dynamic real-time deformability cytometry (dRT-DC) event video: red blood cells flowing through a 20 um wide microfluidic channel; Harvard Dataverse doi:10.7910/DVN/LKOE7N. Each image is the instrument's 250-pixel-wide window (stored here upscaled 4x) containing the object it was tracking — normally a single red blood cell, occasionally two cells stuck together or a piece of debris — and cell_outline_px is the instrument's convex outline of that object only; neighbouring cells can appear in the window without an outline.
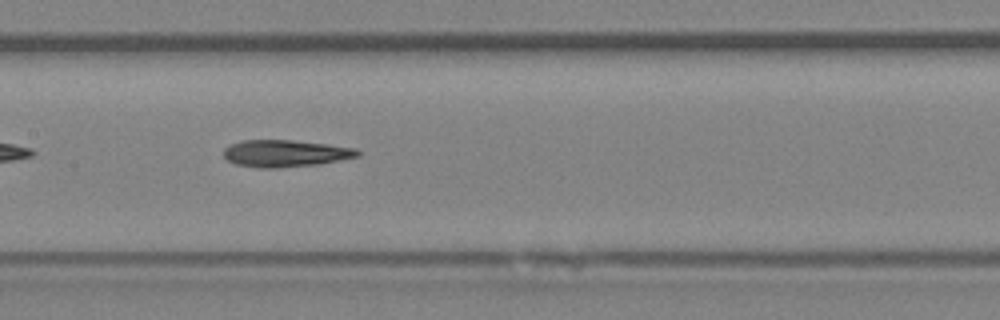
{"species": "Egyptian fruit bat (a non-hibernating species)", "species_latin": "Rousettus aegyptiacus", "temperature_condition": "room temperature", "stored_images_in_passage": 35, "camera_frame_rate_fps": 3000, "um_per_image_px": 0.085, "animal": {"sex": "female"}, "frame": {"image": 1, "passage_image": 11, "time_ms": 3.333, "image_size_px": [1000, 320], "cell_outline_px": [[360, 156], [320, 164], [276, 168], [256, 168], [236, 164], [228, 160], [224, 156], [224, 148], [228, 144], [240, 140], [292, 140], [328, 144], [356, 148], [360, 152]], "centroid_in_image_um": [24.24, 13.03], "position_along_channel_um": 183.2, "area_um2": 21.27}}
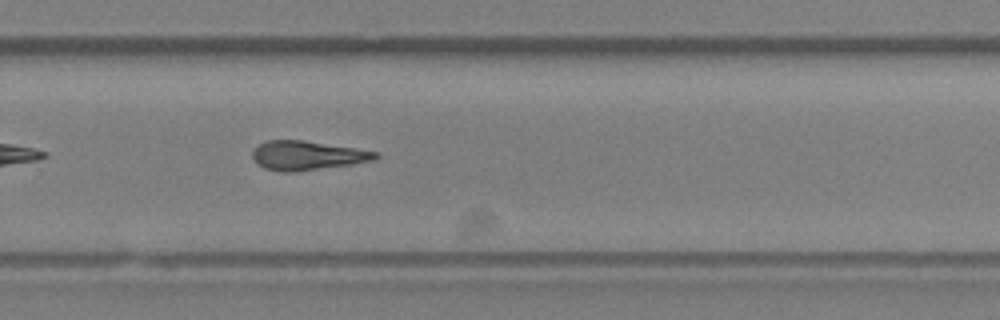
{"frame": {"image": 2, "passage_image": 20, "time_ms": 6.333, "image_size_px": [1000, 320], "cell_outline_px": [[380, 156], [376, 160], [352, 164], [292, 172], [284, 172], [264, 168], [256, 164], [252, 156], [252, 152], [260, 144], [268, 140], [304, 140], [356, 148], [380, 152]], "centroid_in_image_um": [26.15, 13.21], "position_along_channel_um": 303.6, "area_um2": 20.92}, "authors_computed_cell_mechanics": {"area_um2": 20.7502, "velocity_mm_per_s": 4.0275, "shape_relaxation_time_tau1_ms": 4.8234, "shape_relaxation_time_tau2_ms": 3.8469, "deformation_change_tau1": 0.1761, "deformation_change_tau2": 0.1535}}